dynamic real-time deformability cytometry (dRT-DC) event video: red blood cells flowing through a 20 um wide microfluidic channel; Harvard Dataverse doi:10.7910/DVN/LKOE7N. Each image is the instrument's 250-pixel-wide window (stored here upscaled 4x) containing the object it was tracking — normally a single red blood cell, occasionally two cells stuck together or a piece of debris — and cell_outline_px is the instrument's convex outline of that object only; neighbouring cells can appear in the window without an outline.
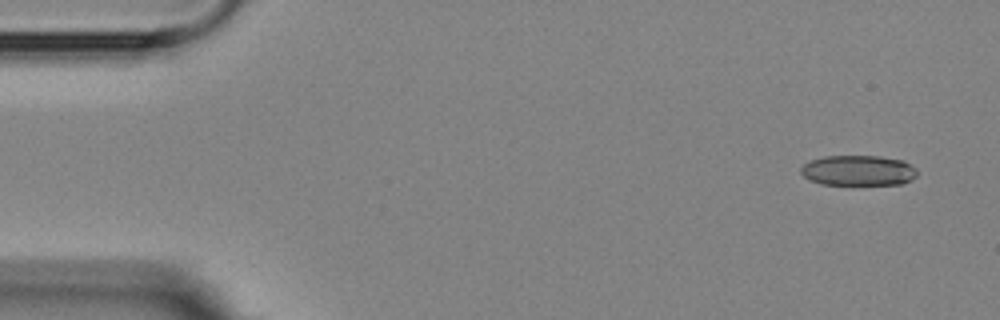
{"species": "Egyptian fruit bat (a non-hibernating species)", "species_latin": "Rousettus aegyptiacus", "temperature_condition": "room temperature", "stored_images_in_passage": 14, "camera_frame_rate_fps": 3000, "um_per_image_px": 0.085, "animal": {"sex": "female"}, "frame": {"image": 1, "passage_image": 1, "time_ms": 0.0, "image_size_px": [1000, 320], "cell_outline_px": [[916, 176], [912, 180], [904, 184], [820, 184], [808, 180], [800, 172], [800, 168], [804, 164], [812, 160], [824, 156], [880, 156], [904, 160], [916, 168]], "centroid_in_image_um": [72.97, 14.49], "position_along_channel_um": 12.0, "area_um2": 20.69}}
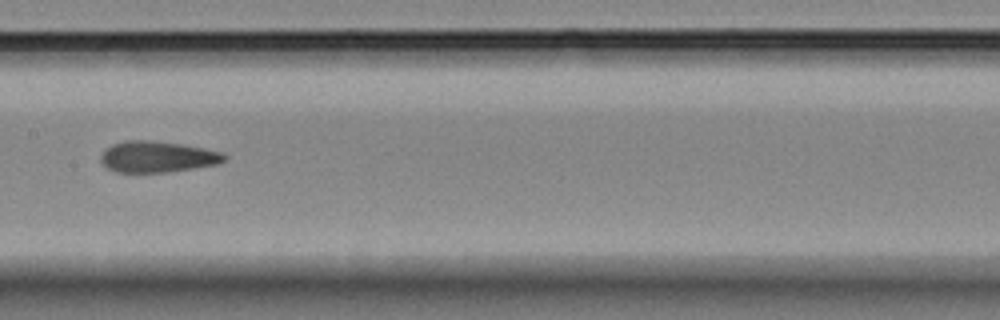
{"frame": {"image": 2, "passage_image": 7, "time_ms": 8.0, "image_size_px": [1000, 320], "cell_outline_px": [[228, 156], [224, 160], [216, 164], [192, 168], [164, 172], [116, 172], [108, 168], [100, 160], [100, 156], [112, 144], [124, 140], [148, 140], [184, 144], [224, 152]], "centroid_in_image_um": [13.39, 13.31], "position_along_channel_um": 194.0, "area_um2": 22.31}}
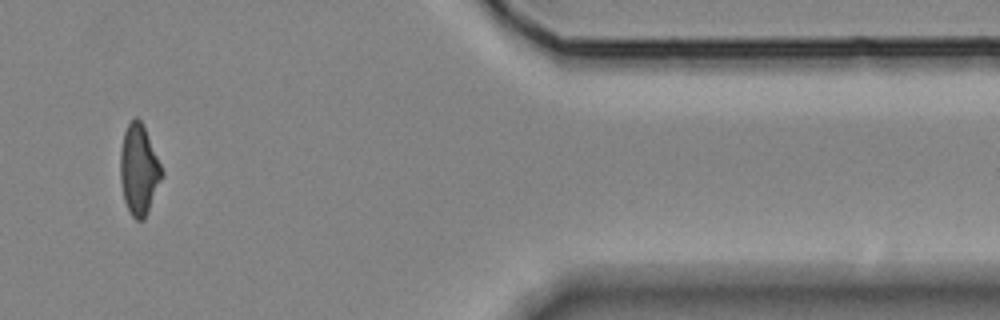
{"frame": {"image": 3, "passage_image": 12, "time_ms": 14.667, "image_size_px": [1000, 320], "cell_outline_px": [[164, 172], [148, 212], [144, 220], [136, 220], [132, 216], [124, 200], [120, 180], [120, 148], [124, 132], [128, 124], [136, 116], [140, 120], [144, 128]], "centroid_in_image_um": [11.79, 14.45], "position_along_channel_um": 399.6, "area_um2": 21.62}, "authors_computed_cell_mechanics": {"area_um2": 22.2819, "velocity_mm_per_s": 3.6282, "shape_relaxation_time_tau1_ms": 9.08, "shape_relaxation_time_tau2_ms": null, "deformation_change_tau1": 0.183, "deformation_change_tau2": null}}